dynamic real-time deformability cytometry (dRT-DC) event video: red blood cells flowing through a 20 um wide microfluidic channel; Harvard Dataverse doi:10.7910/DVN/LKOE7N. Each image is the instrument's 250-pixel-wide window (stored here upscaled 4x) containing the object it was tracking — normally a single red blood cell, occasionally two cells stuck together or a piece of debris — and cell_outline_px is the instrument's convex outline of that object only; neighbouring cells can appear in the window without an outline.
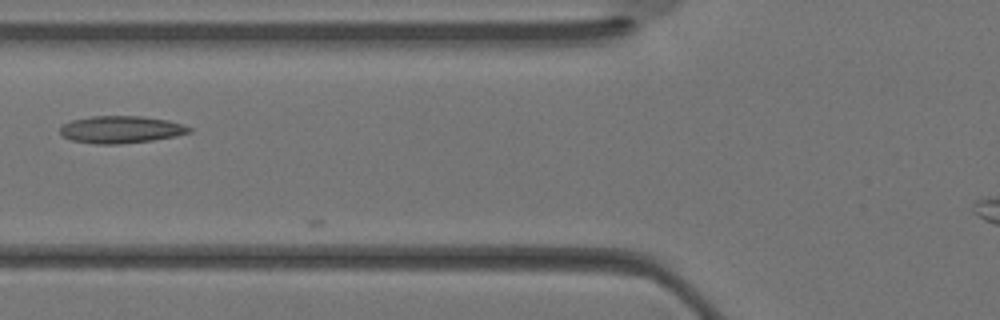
{"species": "Egyptian fruit bat (a non-hibernating species)", "species_latin": "Rousettus aegyptiacus", "temperature_condition": "warm", "stored_images_in_passage": 9, "camera_frame_rate_fps": 3000, "um_per_image_px": 0.085, "animal": {"sex": "female"}, "frame": {"image": 1, "passage_image": 8, "time_ms": 2.333, "image_size_px": [1000, 320], "cell_outline_px": [[192, 132], [176, 136], [152, 140], [120, 144], [96, 144], [72, 140], [64, 136], [60, 132], [60, 128], [64, 124], [72, 120], [92, 116], [144, 116], [168, 120], [184, 124], [192, 128]], "centroid_in_image_um": [10.33, 11.0], "position_along_channel_um": 115.5, "area_um2": 20.52}}